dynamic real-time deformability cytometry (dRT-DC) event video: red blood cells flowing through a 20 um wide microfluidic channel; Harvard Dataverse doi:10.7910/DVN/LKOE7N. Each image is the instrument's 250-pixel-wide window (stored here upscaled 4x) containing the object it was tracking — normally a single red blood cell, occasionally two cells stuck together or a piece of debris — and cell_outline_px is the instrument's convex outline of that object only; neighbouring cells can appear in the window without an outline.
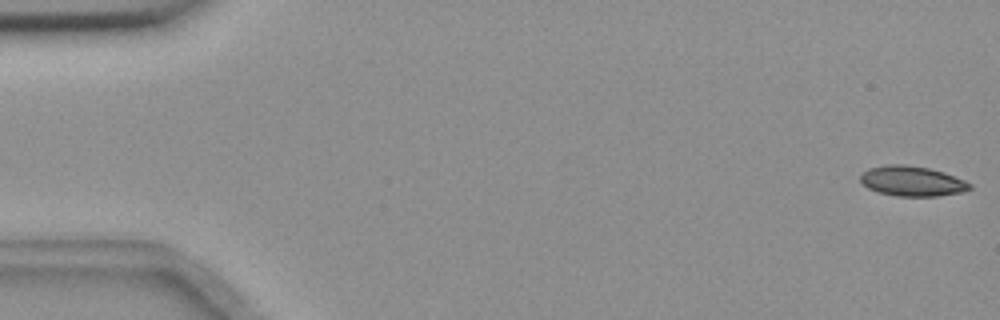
{"species": "common noctule bat (a hibernating species)", "species_latin": "Nyctalus noctula", "temperature_condition": "room temperature", "stored_images_in_passage": 13, "camera_frame_rate_fps": 3000, "um_per_image_px": 0.085, "animal": {"sex": "female", "body_mass_g": 18.4}, "frame": {"image": 1, "passage_image": 1, "time_ms": 0.0, "image_size_px": [1000, 320], "cell_outline_px": [[972, 188], [960, 192], [936, 196], [896, 196], [876, 192], [868, 188], [860, 180], [860, 176], [868, 168], [884, 164], [904, 164], [928, 168], [944, 172], [964, 180], [972, 184]], "centroid_in_image_um": [77.5, 15.39], "position_along_channel_um": 7.5, "area_um2": 19.19}}